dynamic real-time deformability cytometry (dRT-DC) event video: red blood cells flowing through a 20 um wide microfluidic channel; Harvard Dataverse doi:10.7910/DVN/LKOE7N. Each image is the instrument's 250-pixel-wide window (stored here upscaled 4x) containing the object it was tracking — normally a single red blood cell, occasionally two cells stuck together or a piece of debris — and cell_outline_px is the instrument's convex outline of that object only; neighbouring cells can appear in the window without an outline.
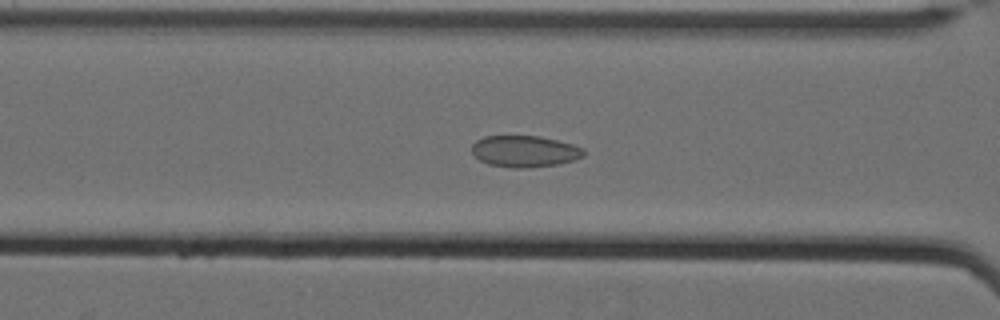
{"species": "Egyptian fruit bat (a non-hibernating species)", "species_latin": "Rousettus aegyptiacus", "temperature_condition": "cold", "stored_images_in_passage": 45, "camera_frame_rate_fps": 3000, "um_per_image_px": 0.085, "animal": {"sex": "female"}, "frame": {"image": 1, "passage_image": 12, "time_ms": 3.667, "image_size_px": [1000, 320], "cell_outline_px": [[584, 156], [560, 164], [520, 168], [512, 168], [488, 164], [480, 160], [472, 152], [472, 144], [476, 140], [484, 136], [540, 136], [572, 144], [584, 148]], "centroid_in_image_um": [44.58, 12.86], "position_along_channel_um": 122.0, "area_um2": 20.46}}
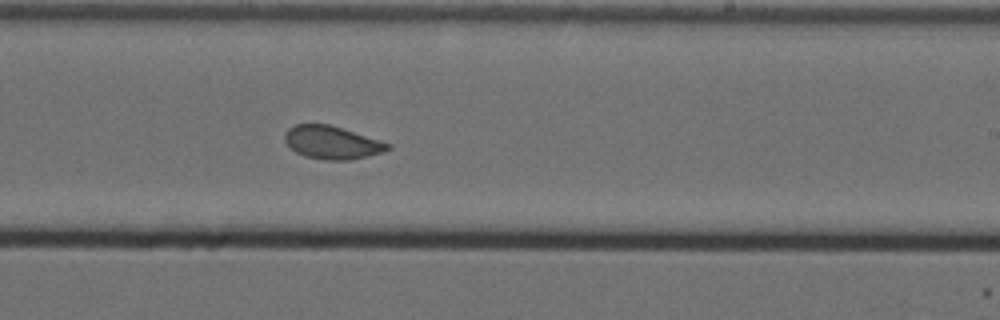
{"frame": {"image": 2, "passage_image": 24, "time_ms": 7.667, "image_size_px": [1000, 320], "cell_outline_px": [[392, 148], [384, 152], [368, 156], [348, 160], [324, 160], [304, 156], [296, 152], [284, 140], [284, 132], [288, 128], [296, 124], [328, 124], [380, 140], [392, 144]], "centroid_in_image_um": [28.23, 12.12], "position_along_channel_um": 260.8, "area_um2": 19.83}}
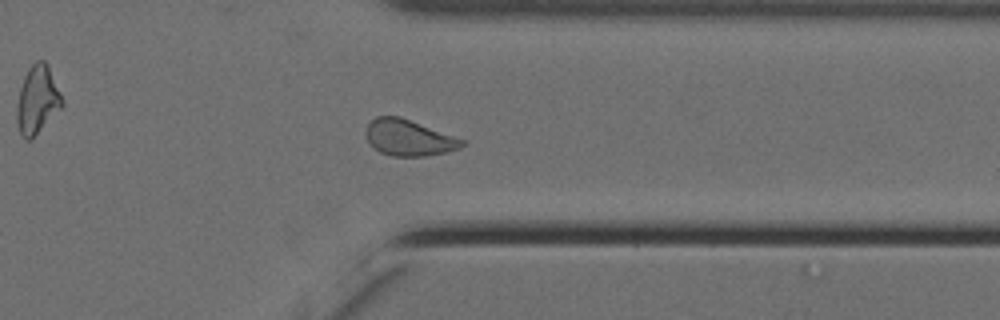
{"frame": {"image": 3, "passage_image": 34, "time_ms": 11.0, "image_size_px": [1000, 320], "cell_outline_px": [[468, 140], [460, 148], [444, 152], [424, 156], [392, 156], [380, 152], [372, 148], [364, 132], [368, 124], [376, 116], [400, 116]], "centroid_in_image_um": [34.75, 11.7], "position_along_channel_um": 376.6, "area_um2": 20.46}, "authors_computed_cell_mechanics": {"area_um2": 20.3456, "velocity_mm_per_s": 3.468, "shape_relaxation_time_tau1_ms": null, "shape_relaxation_time_tau2_ms": 1.3791, "deformation_change_tau1": null, "deformation_change_tau2": 0.0679}}